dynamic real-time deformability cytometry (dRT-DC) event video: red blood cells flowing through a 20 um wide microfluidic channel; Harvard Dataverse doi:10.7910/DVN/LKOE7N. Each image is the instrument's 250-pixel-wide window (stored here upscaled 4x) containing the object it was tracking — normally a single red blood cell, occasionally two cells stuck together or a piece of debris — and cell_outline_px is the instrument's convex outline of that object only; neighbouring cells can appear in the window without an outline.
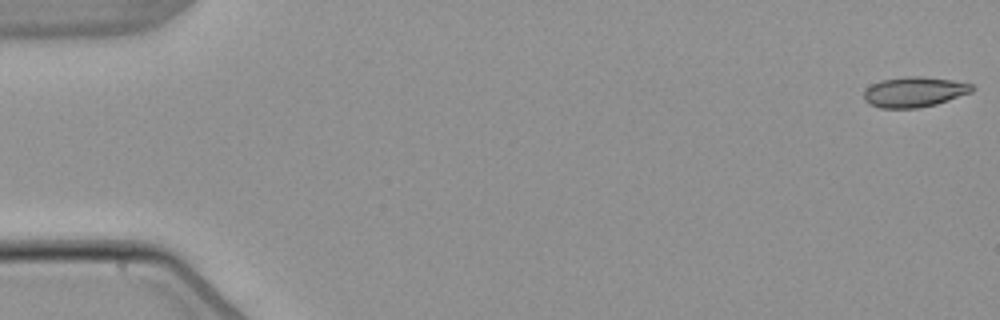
{"species": "common noctule bat (a hibernating species)", "species_latin": "Nyctalus noctula", "temperature_condition": "warm", "stored_images_in_passage": 6, "camera_frame_rate_fps": 3000, "um_per_image_px": 0.085, "animal": {"sex": "male", "body_mass_g": 21.5, "forearm_length_mm": 52.0}, "frame": {"image": 1, "passage_image": 1, "time_ms": 0.0, "image_size_px": [1000, 320], "cell_outline_px": [[976, 88], [972, 92], [936, 104], [920, 108], [880, 108], [868, 104], [864, 100], [864, 92], [872, 84], [880, 80], [904, 76], [920, 76], [952, 80], [972, 84]], "centroid_in_image_um": [77.71, 7.81], "position_along_channel_um": 7.3, "area_um2": 19.19}}